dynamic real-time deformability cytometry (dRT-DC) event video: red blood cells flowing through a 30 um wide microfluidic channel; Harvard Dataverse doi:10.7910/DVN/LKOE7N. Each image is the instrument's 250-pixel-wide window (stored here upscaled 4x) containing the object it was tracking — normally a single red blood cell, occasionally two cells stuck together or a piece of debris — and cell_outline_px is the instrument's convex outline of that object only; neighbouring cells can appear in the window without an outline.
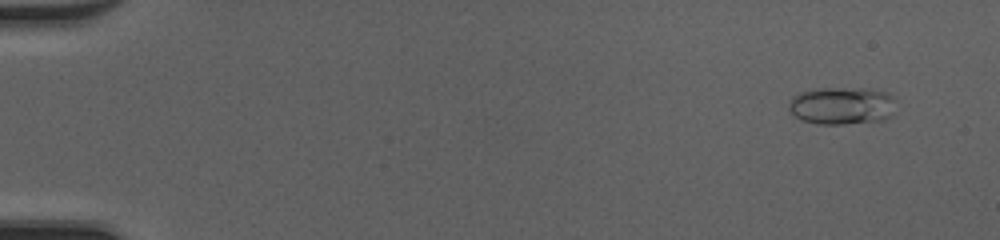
{"species": "common noctule bat (a hibernating species)", "species_latin": "Nyctalus noctula", "temperature_condition": "cold", "stored_images_in_passage": 51, "camera_frame_rate_fps": 3000, "um_per_image_px": 0.085, "animal": {"sex": "female", "body_mass_g": 20.0, "forearm_length_mm": 54.0}, "frame": {"image": 1, "passage_image": 4, "time_ms": 1.0, "image_size_px": [1000, 240], "cell_outline_px": [[896, 100], [892, 116], [884, 120], [844, 124], [816, 124], [800, 120], [788, 108], [788, 104], [792, 96], [800, 92], [812, 88], [872, 88], [888, 92]], "centroid_in_image_um": [71.58, 8.97], "position_along_channel_um": 13.4, "area_um2": 24.04}}
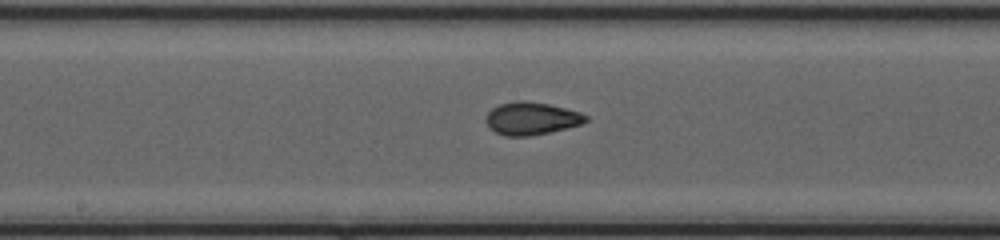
{"frame": {"image": 2, "passage_image": 28, "time_ms": 9.0, "image_size_px": [1000, 240], "cell_outline_px": [[588, 120], [580, 124], [568, 128], [532, 136], [504, 136], [496, 132], [484, 120], [488, 112], [492, 108], [500, 104], [516, 100], [524, 100], [548, 104], [580, 112], [588, 116]], "centroid_in_image_um": [45.17, 10.07], "position_along_channel_um": 203.0, "area_um2": 19.02}}
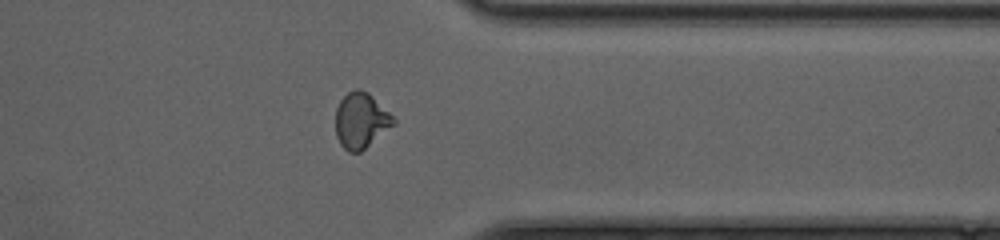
{"frame": {"image": 3, "passage_image": 41, "time_ms": 13.333, "image_size_px": [1000, 240], "cell_outline_px": [[396, 124], [360, 152], [348, 152], [340, 144], [336, 136], [336, 108], [340, 100], [348, 92], [356, 88], [360, 88], [368, 92], [396, 120]], "centroid_in_image_um": [30.67, 10.24], "position_along_channel_um": 380.7, "area_um2": 18.73}, "authors_computed_cell_mechanics": {"area_um2": 19.074, "velocity_mm_per_s": 4.2, "shape_relaxation_time_tau1_ms": 9.2902, "shape_relaxation_time_tau2_ms": 1.1567, "deformation_change_tau1": 0.2312, "deformation_change_tau2": 0.0599}}